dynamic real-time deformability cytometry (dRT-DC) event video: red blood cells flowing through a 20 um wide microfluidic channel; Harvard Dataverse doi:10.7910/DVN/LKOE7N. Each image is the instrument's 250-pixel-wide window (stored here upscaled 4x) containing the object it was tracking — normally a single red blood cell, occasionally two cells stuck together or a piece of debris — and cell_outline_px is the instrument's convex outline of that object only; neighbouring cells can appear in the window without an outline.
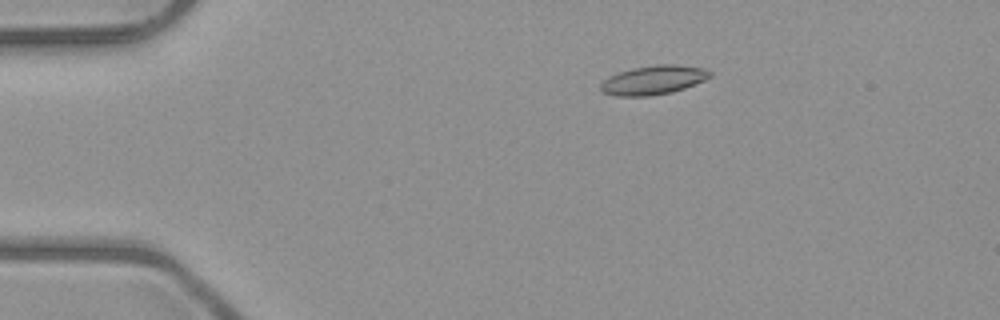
{"species": "common noctule bat (a hibernating species)", "species_latin": "Nyctalus noctula", "temperature_condition": "room temperature", "stored_images_in_passage": 8, "camera_frame_rate_fps": 3000, "um_per_image_px": 0.085, "animal": {"sex": "male", "body_mass_g": 23.1, "forearm_length_mm": 52.7}, "frame": {"image": 1, "passage_image": 3, "time_ms": 2.0, "image_size_px": [1000, 320], "cell_outline_px": [[712, 76], [704, 80], [684, 88], [672, 92], [648, 96], [616, 96], [600, 92], [600, 84], [608, 76], [620, 72], [636, 68], [656, 64], [672, 64], [704, 68], [712, 72]], "centroid_in_image_um": [55.52, 6.81], "position_along_channel_um": 29.5, "area_um2": 18.44}}
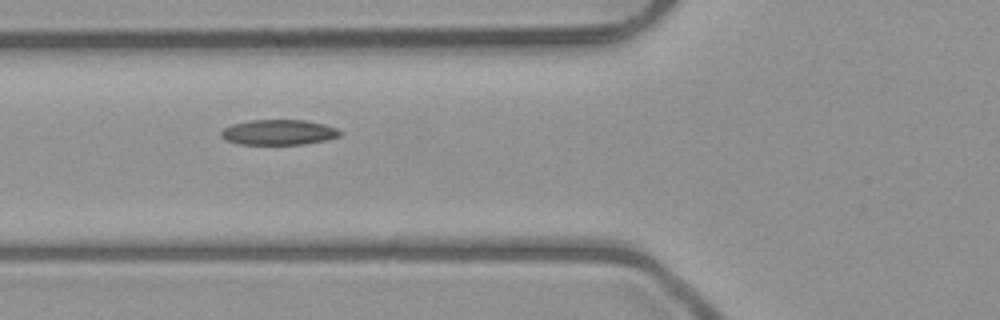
{"frame": {"image": 2, "passage_image": 6, "time_ms": 5.333, "image_size_px": [1000, 320], "cell_outline_px": [[340, 136], [328, 140], [304, 144], [240, 144], [228, 140], [220, 136], [220, 132], [224, 128], [232, 124], [248, 120], [304, 120], [324, 124], [336, 128], [340, 132]], "centroid_in_image_um": [23.69, 11.24], "position_along_channel_um": 102.1, "area_um2": 17.46}}
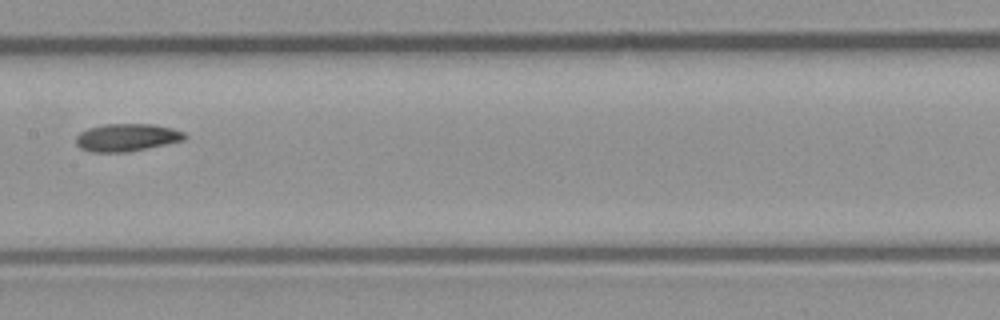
{"frame": {"image": 3, "passage_image": 8, "time_ms": 7.667, "image_size_px": [1000, 320], "cell_outline_px": [[188, 136], [184, 140], [168, 144], [128, 152], [92, 152], [80, 148], [76, 144], [76, 136], [80, 132], [88, 128], [104, 124], [152, 124], [172, 128], [184, 132]], "centroid_in_image_um": [10.79, 11.69], "position_along_channel_um": 196.6, "area_um2": 17.63}}